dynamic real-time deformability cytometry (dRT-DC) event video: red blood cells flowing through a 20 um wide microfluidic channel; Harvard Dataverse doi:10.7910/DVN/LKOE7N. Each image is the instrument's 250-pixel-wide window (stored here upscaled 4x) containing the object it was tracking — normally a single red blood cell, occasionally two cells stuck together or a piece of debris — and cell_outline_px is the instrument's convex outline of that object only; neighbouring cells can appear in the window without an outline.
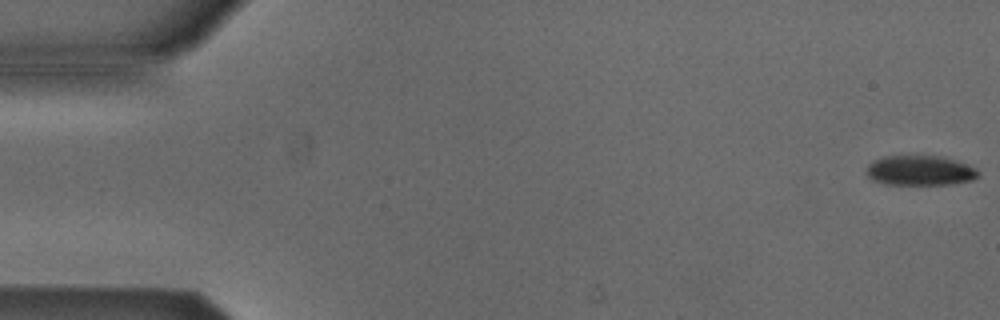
{"species": "Egyptian fruit bat (a non-hibernating species)", "species_latin": "Rousettus aegyptiacus", "temperature_condition": "cold", "stored_images_in_passage": 4, "camera_frame_rate_fps": 3000, "um_per_image_px": 0.085, "animal": {"sex": "male"}, "frame": {"image": 1, "passage_image": 1, "time_ms": 0.0, "image_size_px": [1000, 320], "cell_outline_px": [[976, 176], [972, 180], [952, 184], [884, 184], [872, 180], [864, 172], [868, 164], [872, 160], [884, 156], [944, 156], [968, 164], [976, 168]], "centroid_in_image_um": [78.14, 14.48], "position_along_channel_um": 6.9, "area_um2": 19.59}}
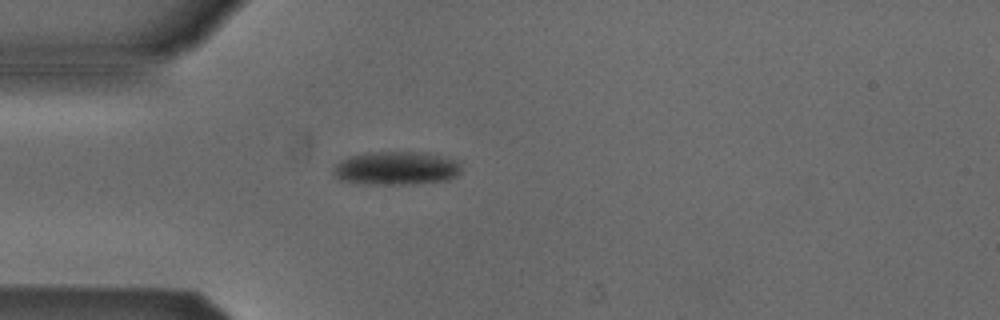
{"frame": {"image": 2, "passage_image": 4, "time_ms": 4.667, "image_size_px": [1000, 320], "cell_outline_px": [[460, 172], [456, 176], [448, 180], [412, 184], [356, 184], [340, 180], [332, 172], [332, 168], [340, 160], [348, 156], [368, 152], [424, 152], [460, 160]], "centroid_in_image_um": [33.66, 14.3], "position_along_channel_um": 51.3, "area_um2": 25.37}}